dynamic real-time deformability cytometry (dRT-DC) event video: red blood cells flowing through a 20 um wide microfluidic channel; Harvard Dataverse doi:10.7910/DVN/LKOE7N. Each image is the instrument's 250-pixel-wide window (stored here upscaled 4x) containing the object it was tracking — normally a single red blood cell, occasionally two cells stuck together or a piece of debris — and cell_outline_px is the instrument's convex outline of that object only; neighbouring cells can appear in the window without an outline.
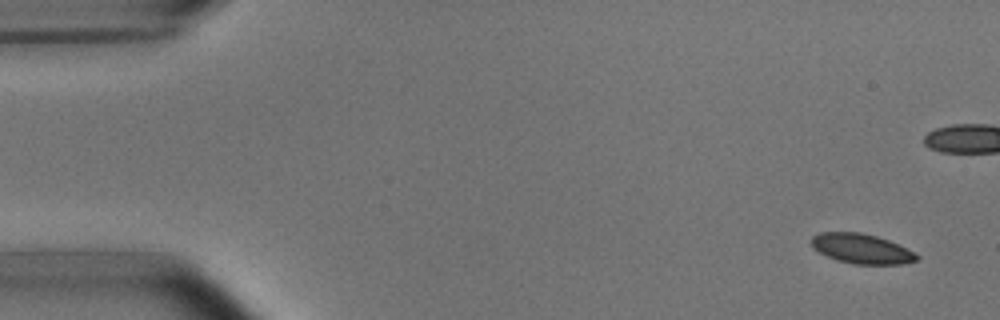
{"species": "common noctule bat (a hibernating species)", "species_latin": "Nyctalus noctula", "temperature_condition": "room temperature", "stored_images_in_passage": 11, "camera_frame_rate_fps": 3000, "um_per_image_px": 0.085, "animal": {"sex": "male", "body_mass_g": 15.6}, "frame": {"image": 1, "passage_image": 1, "time_ms": 0.0, "image_size_px": [1000, 320], "cell_outline_px": [[920, 260], [900, 264], [852, 264], [836, 260], [812, 248], [812, 236], [820, 232], [860, 232], [876, 236], [888, 240], [920, 256]], "centroid_in_image_um": [73.21, 21.14], "position_along_channel_um": 11.8, "area_um2": 18.15}}
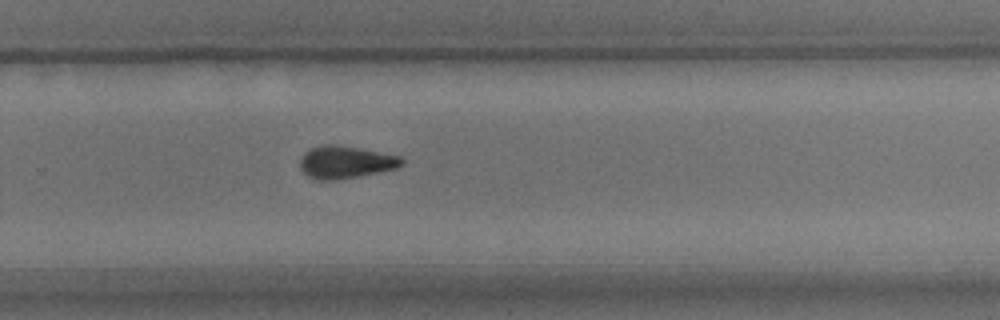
{"frame": {"image": 2, "passage_image": 11, "time_ms": 12.333, "image_size_px": [1000, 320], "cell_outline_px": [[404, 164], [396, 168], [356, 176], [332, 180], [320, 180], [308, 176], [300, 168], [300, 160], [304, 152], [312, 148], [324, 144], [336, 144], [360, 148], [400, 156], [404, 160]], "centroid_in_image_um": [29.36, 13.76], "position_along_channel_um": 300.4, "area_um2": 19.02}}